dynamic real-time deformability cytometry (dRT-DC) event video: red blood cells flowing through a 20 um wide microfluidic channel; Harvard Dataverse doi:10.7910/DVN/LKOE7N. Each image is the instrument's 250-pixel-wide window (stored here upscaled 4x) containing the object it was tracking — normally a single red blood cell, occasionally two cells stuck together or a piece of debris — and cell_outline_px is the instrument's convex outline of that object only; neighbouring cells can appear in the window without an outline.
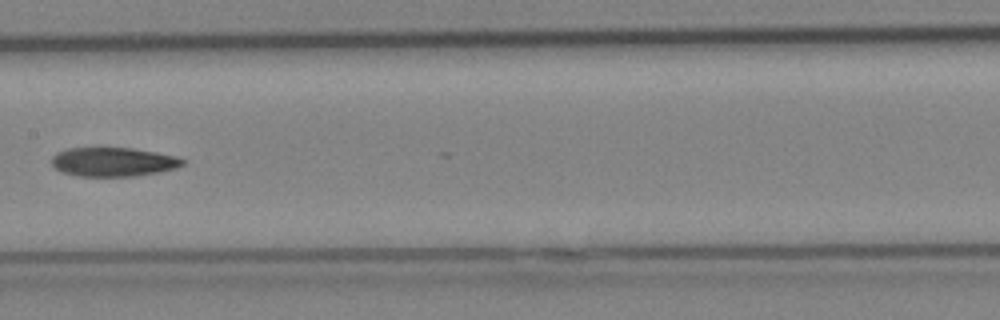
{"species": "Egyptian fruit bat (a non-hibernating species)", "species_latin": "Rousettus aegyptiacus", "temperature_condition": "cold", "stored_images_in_passage": 26, "camera_frame_rate_fps": 3000, "um_per_image_px": 0.085, "animal": {"sex": "female"}, "frame": {"image": 1, "passage_image": 15, "time_ms": 4.667, "image_size_px": [1000, 320], "cell_outline_px": [[184, 164], [176, 168], [156, 172], [132, 176], [80, 176], [64, 172], [56, 168], [52, 164], [52, 156], [56, 152], [68, 148], [132, 148], [156, 152], [176, 156], [184, 160]], "centroid_in_image_um": [9.62, 13.75], "position_along_channel_um": 197.8, "area_um2": 21.91}}
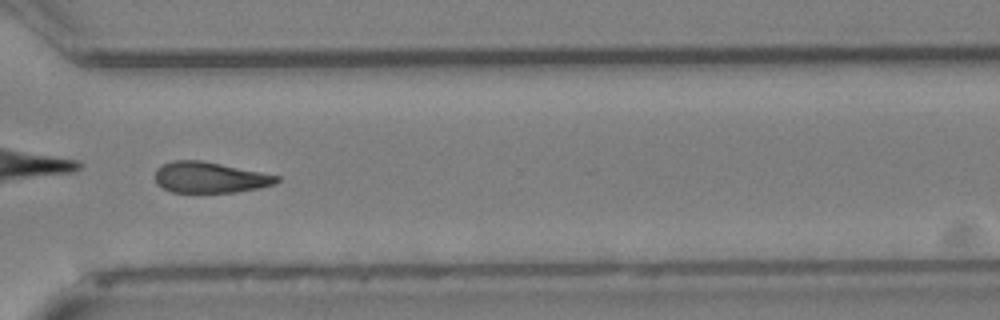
{"frame": {"image": 2, "passage_image": 22, "time_ms": 7.0, "image_size_px": [1000, 320], "cell_outline_px": [[280, 180], [272, 184], [256, 188], [236, 192], [172, 192], [156, 184], [156, 168], [172, 160], [200, 160], [280, 176]], "centroid_in_image_um": [17.8, 15.08], "position_along_channel_um": 352.8, "area_um2": 21.56}}